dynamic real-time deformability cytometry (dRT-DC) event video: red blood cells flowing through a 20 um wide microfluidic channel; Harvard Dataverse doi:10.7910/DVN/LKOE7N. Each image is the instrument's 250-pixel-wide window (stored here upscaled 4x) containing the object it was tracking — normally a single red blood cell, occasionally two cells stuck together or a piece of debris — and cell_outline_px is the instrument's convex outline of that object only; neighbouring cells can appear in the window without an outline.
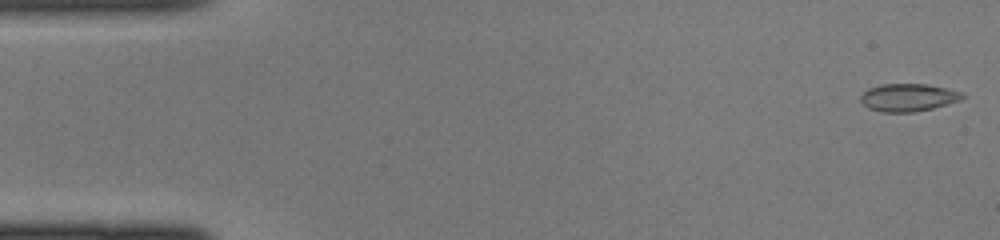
{"species": "common noctule bat (a hibernating species)", "species_latin": "Nyctalus noctula", "temperature_condition": "cold", "stored_images_in_passage": 44, "camera_frame_rate_fps": 3000, "um_per_image_px": 0.085, "animal": {"sex": "female", "body_mass_g": 22.0, "forearm_length_mm": 56.7}, "frame": {"image": 1, "passage_image": 1, "time_ms": 0.0, "image_size_px": [1000, 240], "cell_outline_px": [[964, 96], [960, 100], [948, 104], [932, 108], [912, 112], [880, 112], [868, 108], [860, 100], [860, 96], [868, 88], [880, 84], [924, 84], [944, 88], [960, 92]], "centroid_in_image_um": [77.14, 8.29], "position_along_channel_um": 7.9, "area_um2": 16.24}}
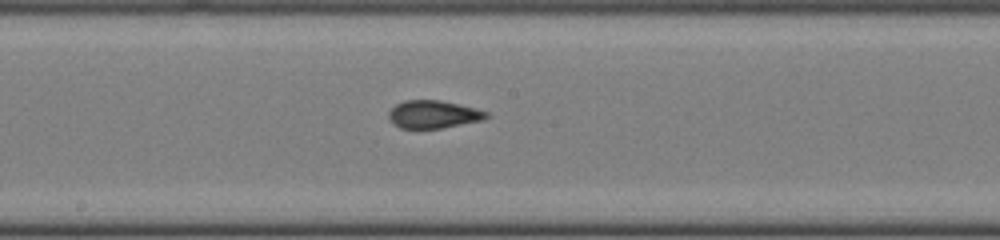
{"frame": {"image": 2, "passage_image": 23, "time_ms": 7.333, "image_size_px": [1000, 240], "cell_outline_px": [[492, 116], [484, 120], [440, 128], [400, 128], [392, 124], [388, 116], [388, 112], [396, 104], [404, 100], [440, 100], [476, 108], [488, 112]], "centroid_in_image_um": [36.85, 9.72], "position_along_channel_um": 211.3, "area_um2": 15.95}}
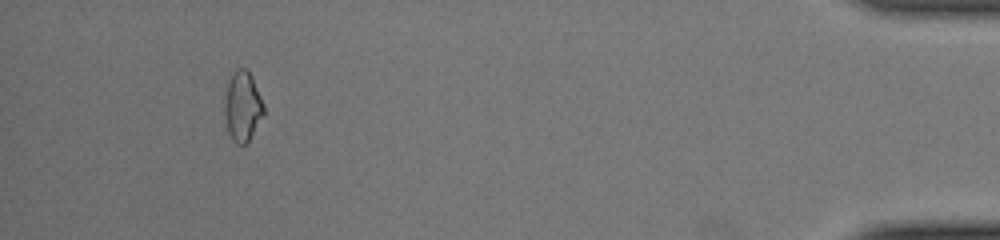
{"frame": {"image": 3, "passage_image": 41, "time_ms": 13.333, "image_size_px": [1000, 240], "cell_outline_px": [[264, 116], [248, 144], [236, 144], [232, 140], [228, 132], [224, 112], [224, 100], [228, 84], [236, 68], [248, 68], [252, 76], [264, 104]], "centroid_in_image_um": [20.64, 9.08], "position_along_channel_um": 414.6, "area_um2": 16.24}}